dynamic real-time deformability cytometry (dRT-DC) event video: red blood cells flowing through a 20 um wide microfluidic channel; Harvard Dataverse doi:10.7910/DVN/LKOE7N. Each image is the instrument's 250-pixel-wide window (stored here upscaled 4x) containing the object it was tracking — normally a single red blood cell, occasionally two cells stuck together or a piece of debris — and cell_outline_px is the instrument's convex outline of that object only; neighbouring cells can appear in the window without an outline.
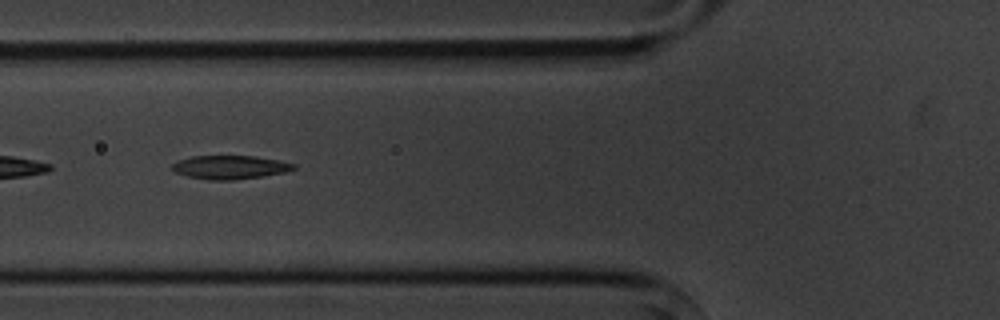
{"species": "common noctule bat (a hibernating species)", "species_latin": "Nyctalus noctula", "temperature_condition": "cold", "stored_images_in_passage": 8, "camera_frame_rate_fps": 3000, "um_per_image_px": 0.085, "animal": {"sex": "male", "body_mass_g": 20.1, "forearm_length_mm": 53.5}, "frame": {"image": 1, "passage_image": 5, "time_ms": 5.667, "image_size_px": [1000, 320], "cell_outline_px": [[296, 168], [284, 172], [264, 176], [232, 180], [208, 180], [188, 176], [176, 172], [172, 168], [172, 164], [180, 160], [192, 156], [256, 156], [280, 160], [296, 164]], "centroid_in_image_um": [19.59, 14.21], "position_along_channel_um": 106.2, "area_um2": 16.65}}
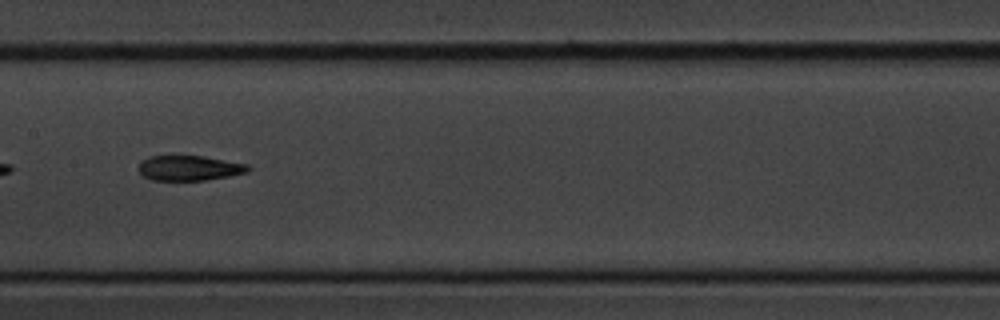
{"frame": {"image": 2, "passage_image": 7, "time_ms": 8.0, "image_size_px": [1000, 320], "cell_outline_px": [[252, 168], [248, 172], [228, 176], [204, 180], [152, 180], [144, 176], [136, 168], [140, 160], [148, 156], [204, 156], [248, 164]], "centroid_in_image_um": [16.06, 14.27], "position_along_channel_um": 191.3, "area_um2": 16.13}}
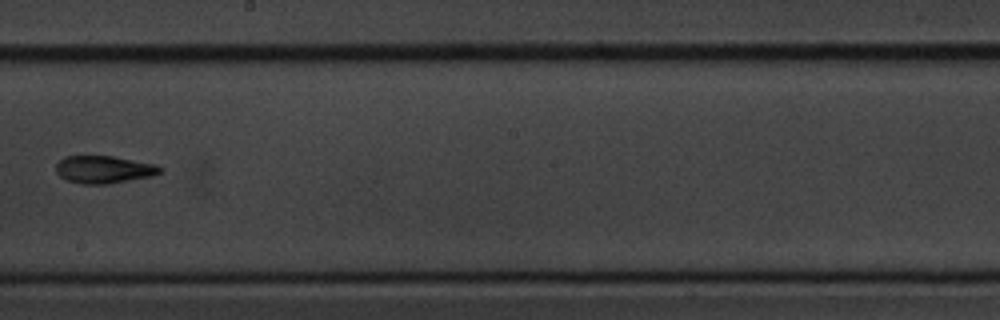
{"frame": {"image": 3, "passage_image": 8, "time_ms": 9.333, "image_size_px": [1000, 320], "cell_outline_px": [[164, 168], [160, 172], [152, 176], [108, 184], [84, 184], [64, 180], [56, 172], [56, 164], [64, 156], [112, 156], [156, 164]], "centroid_in_image_um": [8.82, 14.41], "position_along_channel_um": 239.4, "area_um2": 16.76}}